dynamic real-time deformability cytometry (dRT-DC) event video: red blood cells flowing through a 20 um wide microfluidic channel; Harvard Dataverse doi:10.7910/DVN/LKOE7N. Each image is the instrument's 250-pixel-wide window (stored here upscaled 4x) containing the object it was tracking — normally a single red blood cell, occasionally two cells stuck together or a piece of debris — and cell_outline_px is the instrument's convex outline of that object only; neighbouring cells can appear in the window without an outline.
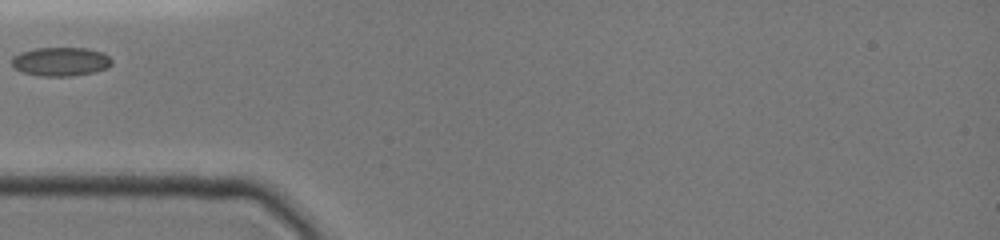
{"species": "common noctule bat (a hibernating species)", "species_latin": "Nyctalus noctula", "temperature_condition": "cold", "stored_images_in_passage": 24, "camera_frame_rate_fps": 3000, "um_per_image_px": 0.085, "animal": {"sex": "female", "body_mass_g": 19.0, "forearm_length_mm": 51.5}, "frame": {"image": 1, "passage_image": 1, "time_ms": 0.0, "image_size_px": [1000, 240], "cell_outline_px": [[112, 64], [104, 68], [92, 72], [68, 76], [44, 76], [24, 72], [16, 68], [12, 64], [12, 56], [20, 52], [36, 48], [84, 48], [100, 52], [108, 56], [112, 60]], "centroid_in_image_um": [5.13, 5.22], "position_along_channel_um": 79.9, "area_um2": 16.42}}